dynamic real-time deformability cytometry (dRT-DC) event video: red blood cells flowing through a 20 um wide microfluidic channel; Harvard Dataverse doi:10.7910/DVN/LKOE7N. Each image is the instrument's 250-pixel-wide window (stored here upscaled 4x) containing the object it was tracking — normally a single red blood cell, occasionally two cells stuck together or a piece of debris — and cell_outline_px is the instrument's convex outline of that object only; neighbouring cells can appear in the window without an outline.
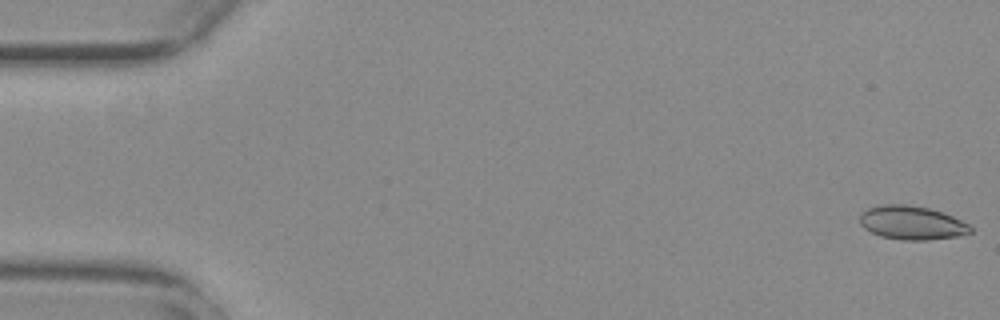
{"species": "common noctule bat (a hibernating species)", "species_latin": "Nyctalus noctula", "temperature_condition": "warm", "stored_images_in_passage": 5, "camera_frame_rate_fps": 3000, "um_per_image_px": 0.085, "animal": {"sex": "female", "body_mass_g": 29.2, "forearm_length_mm": 56.3}, "frame": {"image": 1, "passage_image": 1, "time_ms": 0.0, "image_size_px": [1000, 320], "cell_outline_px": [[972, 232], [956, 236], [928, 240], [900, 240], [880, 236], [864, 228], [860, 224], [860, 212], [868, 208], [880, 204], [904, 204], [928, 208], [952, 216], [968, 224], [972, 228]], "centroid_in_image_um": [77.46, 18.93], "position_along_channel_um": 7.5, "area_um2": 21.68}}